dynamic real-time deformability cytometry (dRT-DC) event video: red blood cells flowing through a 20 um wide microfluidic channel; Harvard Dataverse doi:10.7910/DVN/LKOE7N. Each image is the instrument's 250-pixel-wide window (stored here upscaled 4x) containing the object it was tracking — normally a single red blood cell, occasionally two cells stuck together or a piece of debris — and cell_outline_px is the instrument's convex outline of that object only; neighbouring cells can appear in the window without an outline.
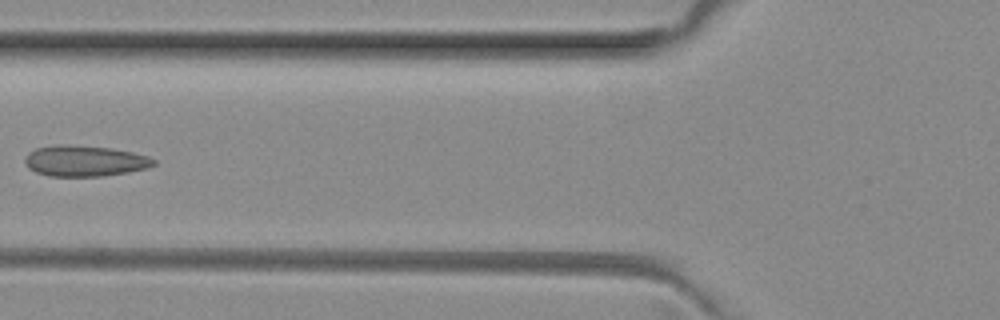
{"species": "common noctule bat (a hibernating species)", "species_latin": "Nyctalus noctula", "temperature_condition": "room temperature", "stored_images_in_passage": 5, "camera_frame_rate_fps": 3000, "um_per_image_px": 0.085, "animal": {"sex": "female", "body_mass_g": 29.2, "forearm_length_mm": 56.3}, "frame": {"image": 1, "passage_image": 5, "time_ms": 1.333, "image_size_px": [1000, 320], "cell_outline_px": [[156, 164], [148, 168], [128, 172], [104, 176], [48, 176], [36, 172], [28, 168], [24, 160], [28, 152], [36, 148], [56, 144], [68, 144], [112, 148], [132, 152], [148, 156], [156, 160]], "centroid_in_image_um": [7.2, 13.67], "position_along_channel_um": 118.6, "area_um2": 23.41}}